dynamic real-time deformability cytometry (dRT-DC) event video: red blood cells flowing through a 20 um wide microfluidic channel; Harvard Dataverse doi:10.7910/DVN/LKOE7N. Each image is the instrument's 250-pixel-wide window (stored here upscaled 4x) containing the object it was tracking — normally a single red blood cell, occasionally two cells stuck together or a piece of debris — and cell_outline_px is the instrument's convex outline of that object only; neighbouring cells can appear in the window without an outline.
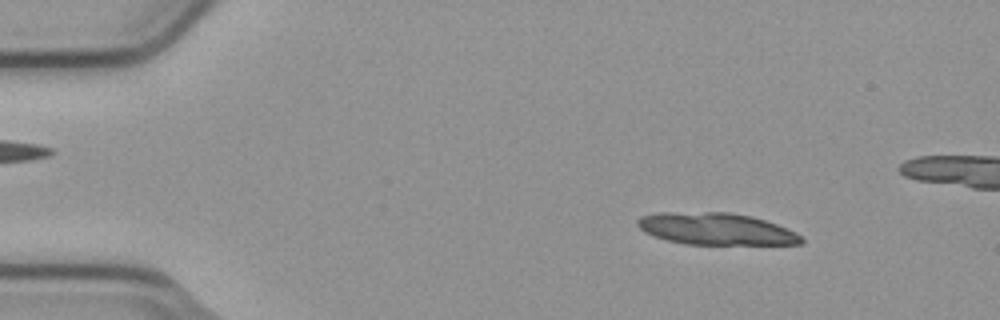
{"species": "common noctule bat (a hibernating species)", "species_latin": "Nyctalus noctula", "temperature_condition": "cold", "stored_images_in_passage": 4, "camera_frame_rate_fps": 3000, "um_per_image_px": 0.085, "animal": {"sex": "male", "body_mass_g": 23.1, "forearm_length_mm": 52.7}, "frame": {"image": 1, "passage_image": 1, "time_ms": 0.0, "image_size_px": [1000, 320], "cell_outline_px": [[804, 244], [684, 244], [668, 240], [644, 232], [636, 224], [636, 220], [640, 216], [660, 212], [728, 212], [752, 216], [776, 224], [796, 232], [804, 240]], "centroid_in_image_um": [60.85, 19.45], "position_along_channel_um": 24.2, "area_um2": 30.4}}